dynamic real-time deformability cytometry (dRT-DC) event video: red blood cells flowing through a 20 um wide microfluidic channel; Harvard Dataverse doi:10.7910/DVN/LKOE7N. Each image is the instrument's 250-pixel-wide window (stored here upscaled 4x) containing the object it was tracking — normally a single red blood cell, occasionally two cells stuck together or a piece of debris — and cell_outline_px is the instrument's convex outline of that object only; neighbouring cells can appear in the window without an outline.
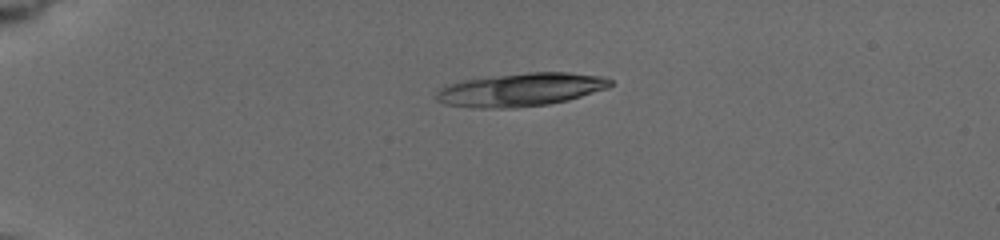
{"species": "common noctule bat (a hibernating species)", "species_latin": "Nyctalus noctula", "temperature_condition": "cold", "stored_images_in_passage": 43, "camera_frame_rate_fps": 3000, "um_per_image_px": 0.085, "animal": {"sex": "female", "body_mass_g": 19.5, "forearm_length_mm": 54.1}, "frame": {"image": 1, "passage_image": 1, "time_ms": 0.0, "image_size_px": [1000, 240], "cell_outline_px": [[612, 84], [608, 88], [568, 100], [548, 104], [512, 108], [480, 108], [444, 104], [436, 100], [436, 92], [440, 88], [448, 84], [464, 80], [528, 72], [568, 72], [600, 76], [612, 80]], "centroid_in_image_um": [44.26, 7.62], "position_along_channel_um": 40.7, "area_um2": 33.52}}